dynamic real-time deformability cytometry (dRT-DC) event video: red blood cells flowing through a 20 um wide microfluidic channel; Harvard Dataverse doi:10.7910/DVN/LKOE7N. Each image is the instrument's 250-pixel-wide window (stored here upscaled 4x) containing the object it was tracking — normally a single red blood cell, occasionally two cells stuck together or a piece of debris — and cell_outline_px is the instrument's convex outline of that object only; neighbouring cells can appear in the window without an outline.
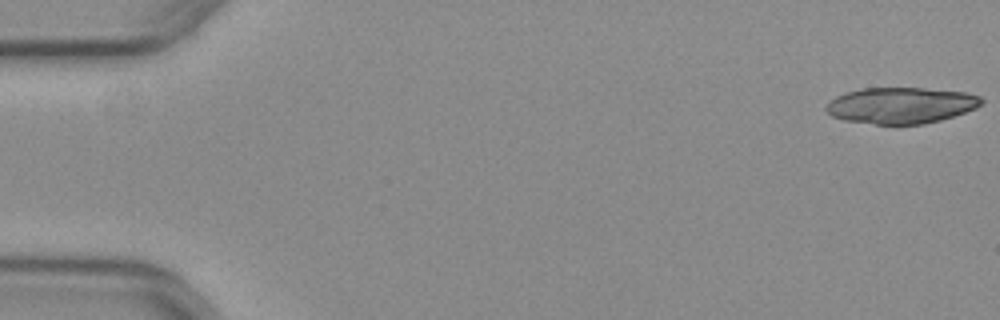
{"species": "common noctule bat (a hibernating species)", "species_latin": "Nyctalus noctula", "temperature_condition": "warm", "stored_images_in_passage": 18, "camera_frame_rate_fps": 3000, "um_per_image_px": 0.085, "animal": {"sex": "female", "body_mass_g": 29.2, "forearm_length_mm": 56.3}, "frame": {"image": 1, "passage_image": 1, "time_ms": 0.0, "image_size_px": [1000, 320], "cell_outline_px": [[984, 100], [976, 108], [940, 120], [924, 124], [876, 124], [844, 120], [832, 116], [824, 108], [836, 96], [844, 92], [864, 88], [924, 88], [968, 92], [980, 96]], "centroid_in_image_um": [76.59, 8.95], "position_along_channel_um": 8.4, "area_um2": 32.66}}